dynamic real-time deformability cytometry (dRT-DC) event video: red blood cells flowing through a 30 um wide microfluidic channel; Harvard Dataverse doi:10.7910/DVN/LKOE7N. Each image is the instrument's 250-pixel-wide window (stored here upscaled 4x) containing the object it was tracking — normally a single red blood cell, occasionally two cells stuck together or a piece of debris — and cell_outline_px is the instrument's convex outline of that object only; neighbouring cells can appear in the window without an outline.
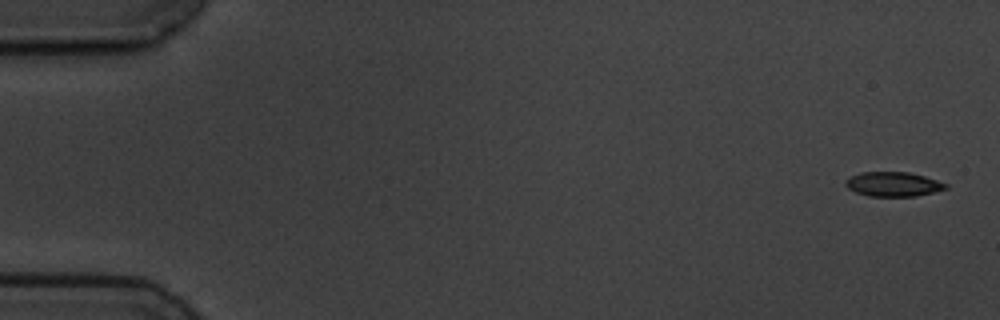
{"species": "common noctule bat (a hibernating species)", "species_latin": "Nyctalus noctula", "temperature_condition": "cold", "stored_images_in_passage": 6, "camera_frame_rate_fps": 3000, "um_per_image_px": 0.085, "animal": {"sex": "male", "body_mass_g": 19.5, "forearm_length_mm": 54.6}, "frame": {"image": 1, "passage_image": 1, "time_ms": 0.0, "image_size_px": [1000, 320], "cell_outline_px": [[948, 188], [916, 196], [868, 196], [856, 192], [848, 188], [844, 184], [844, 180], [860, 172], [908, 172], [924, 176], [948, 184]], "centroid_in_image_um": [75.9, 15.65], "position_along_channel_um": 9.1, "area_um2": 14.22}}
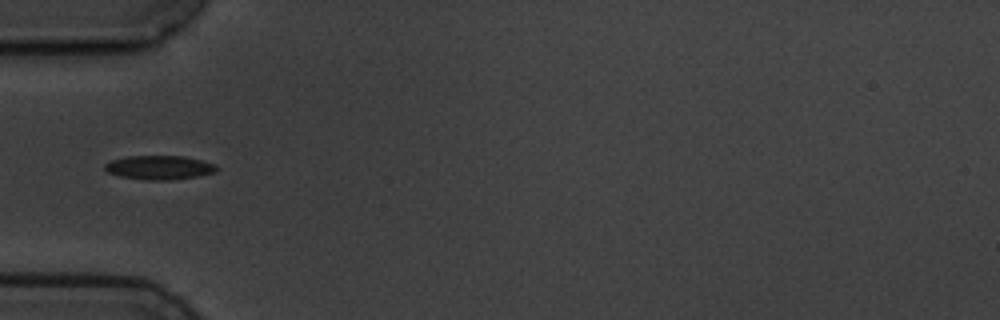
{"frame": {"image": 2, "passage_image": 5, "time_ms": 5.667, "image_size_px": [1000, 320], "cell_outline_px": [[220, 168], [216, 172], [200, 176], [172, 180], [148, 180], [120, 176], [108, 172], [104, 168], [104, 164], [112, 160], [128, 156], [184, 156], [216, 164]], "centroid_in_image_um": [13.59, 14.24], "position_along_channel_um": 71.4, "area_um2": 15.72}}
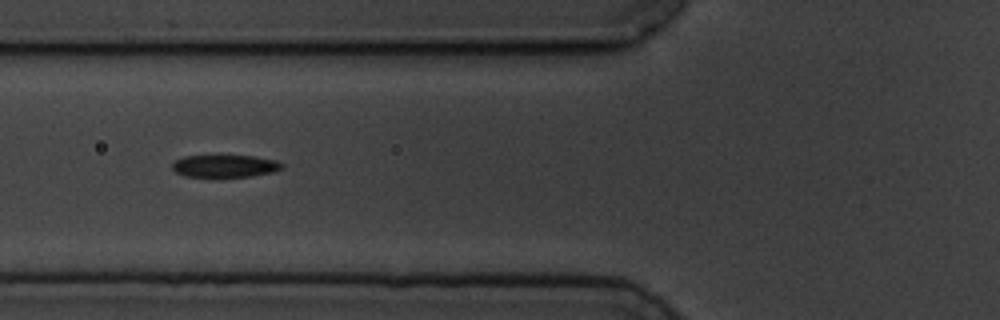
{"frame": {"image": 3, "passage_image": 6, "time_ms": 6.667, "image_size_px": [1000, 320], "cell_outline_px": [[284, 168], [276, 172], [252, 176], [184, 176], [176, 172], [172, 168], [172, 164], [176, 160], [184, 156], [252, 156], [276, 160], [284, 164]], "centroid_in_image_um": [19.18, 14.11], "position_along_channel_um": 106.6, "area_um2": 14.22}}